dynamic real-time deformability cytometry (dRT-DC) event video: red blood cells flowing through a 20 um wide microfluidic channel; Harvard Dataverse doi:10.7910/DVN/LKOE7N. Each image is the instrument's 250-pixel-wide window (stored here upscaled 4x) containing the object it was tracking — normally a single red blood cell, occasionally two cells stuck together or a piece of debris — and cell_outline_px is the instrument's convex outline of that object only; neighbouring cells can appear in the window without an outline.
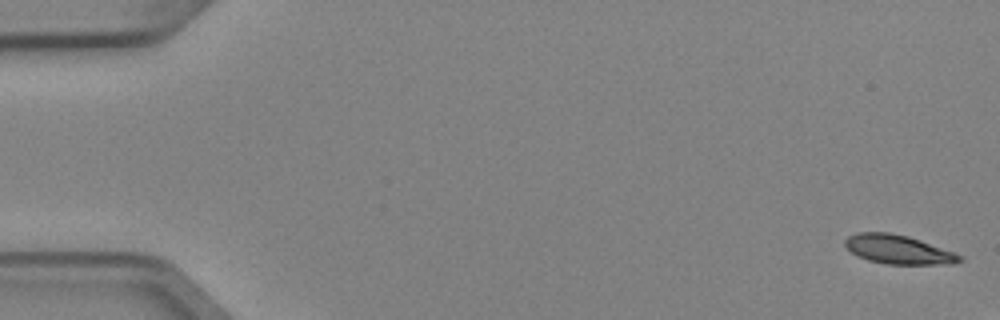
{"species": "Egyptian fruit bat (a non-hibernating species)", "species_latin": "Rousettus aegyptiacus", "temperature_condition": "cold", "stored_images_in_passage": 4, "camera_frame_rate_fps": 3000, "um_per_image_px": 0.085, "animal": {"sex": "female"}, "frame": {"image": 1, "passage_image": 1, "time_ms": 0.0, "image_size_px": [1000, 320], "cell_outline_px": [[964, 260], [952, 264], [888, 264], [868, 260], [856, 256], [844, 244], [844, 240], [848, 236], [856, 232], [888, 232], [908, 236], [920, 240], [952, 252], [960, 256]], "centroid_in_image_um": [76.3, 21.2], "position_along_channel_um": 8.7, "area_um2": 19.19}}